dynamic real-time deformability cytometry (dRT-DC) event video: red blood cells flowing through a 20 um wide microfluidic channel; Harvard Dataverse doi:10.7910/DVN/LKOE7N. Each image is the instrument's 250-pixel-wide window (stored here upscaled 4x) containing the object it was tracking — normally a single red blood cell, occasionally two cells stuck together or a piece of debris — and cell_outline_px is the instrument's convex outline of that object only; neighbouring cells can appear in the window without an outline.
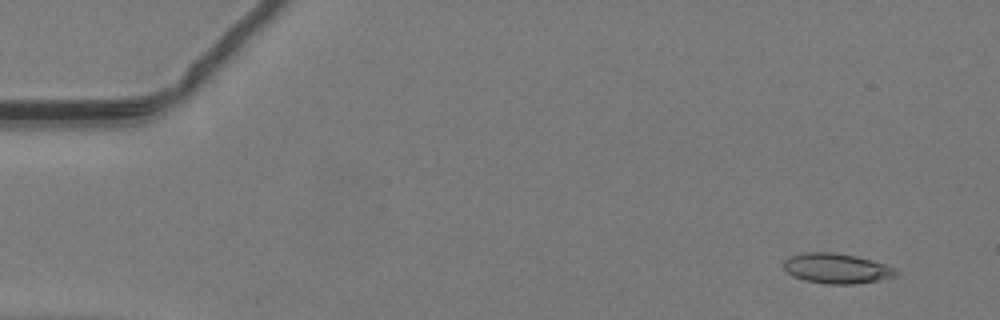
{"species": "common noctule bat (a hibernating species)", "species_latin": "Nyctalus noctula", "temperature_condition": "warm", "stored_images_in_passage": 12, "camera_frame_rate_fps": 3000, "um_per_image_px": 0.085, "animal": {"sex": "male", "body_mass_g": 19.2, "forearm_length_mm": 51.8}, "frame": {"image": 1, "passage_image": 3, "time_ms": 0.667, "image_size_px": [1000, 320], "cell_outline_px": [[900, 272], [896, 276], [880, 280], [852, 284], [828, 284], [804, 280], [792, 276], [784, 268], [784, 260], [788, 256], [804, 252], [832, 252], [856, 256], [884, 264], [896, 268]], "centroid_in_image_um": [71.11, 22.81], "position_along_channel_um": 13.9, "area_um2": 19.77}}